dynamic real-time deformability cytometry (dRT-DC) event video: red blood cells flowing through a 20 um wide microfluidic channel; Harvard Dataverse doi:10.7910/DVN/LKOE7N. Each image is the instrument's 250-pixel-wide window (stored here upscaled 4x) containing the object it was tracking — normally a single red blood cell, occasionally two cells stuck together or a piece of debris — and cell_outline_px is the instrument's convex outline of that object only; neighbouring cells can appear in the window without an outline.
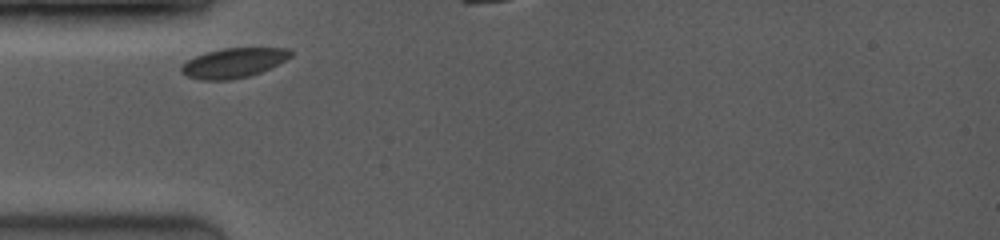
{"species": "common noctule bat (a hibernating species)", "species_latin": "Nyctalus noctula", "temperature_condition": "room temperature", "stored_images_in_passage": 4, "camera_frame_rate_fps": 3500, "um_per_image_px": 0.085, "animal": {"sex": "female", "body_mass_g": 19.0, "forearm_length_mm": 53.3}, "frame": {"image": 1, "passage_image": 1, "time_ms": 0.0, "image_size_px": [1000, 240], "cell_outline_px": [[292, 56], [260, 72], [248, 76], [232, 80], [200, 80], [188, 76], [180, 72], [180, 68], [188, 60], [204, 52], [224, 48], [288, 48], [292, 52]], "centroid_in_image_um": [19.82, 5.34], "position_along_channel_um": 65.2, "area_um2": 18.73}}